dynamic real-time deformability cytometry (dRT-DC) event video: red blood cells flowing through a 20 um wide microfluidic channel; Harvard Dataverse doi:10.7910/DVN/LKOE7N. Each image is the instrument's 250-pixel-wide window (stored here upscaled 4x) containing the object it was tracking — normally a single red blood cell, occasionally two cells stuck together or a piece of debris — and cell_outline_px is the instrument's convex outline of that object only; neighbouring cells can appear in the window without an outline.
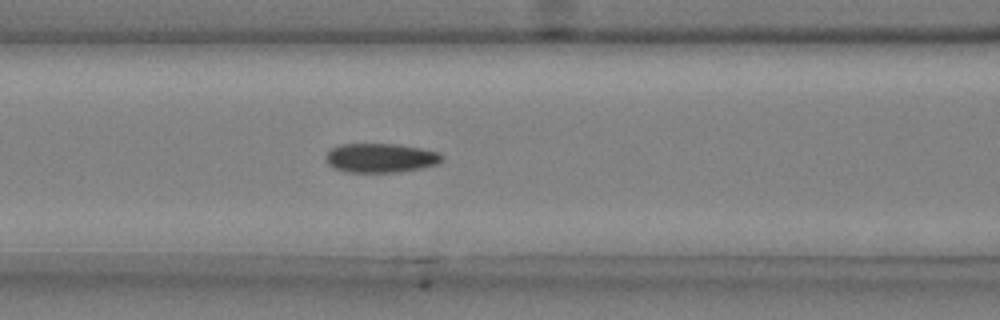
{"species": "common noctule bat (a hibernating species)", "species_latin": "Nyctalus noctula", "temperature_condition": "cold", "stored_images_in_passage": 51, "camera_frame_rate_fps": 3000, "um_per_image_px": 0.085, "animal": {"sex": "male", "body_mass_g": 20.4}, "frame": {"image": 1, "passage_image": 21, "time_ms": 6.667, "image_size_px": [1000, 320], "cell_outline_px": [[444, 156], [436, 164], [420, 168], [400, 172], [344, 172], [332, 168], [324, 160], [324, 156], [332, 148], [340, 144], [396, 144], [420, 148], [436, 152]], "centroid_in_image_um": [32.27, 13.43], "position_along_channel_um": 134.3, "area_um2": 19.77}}
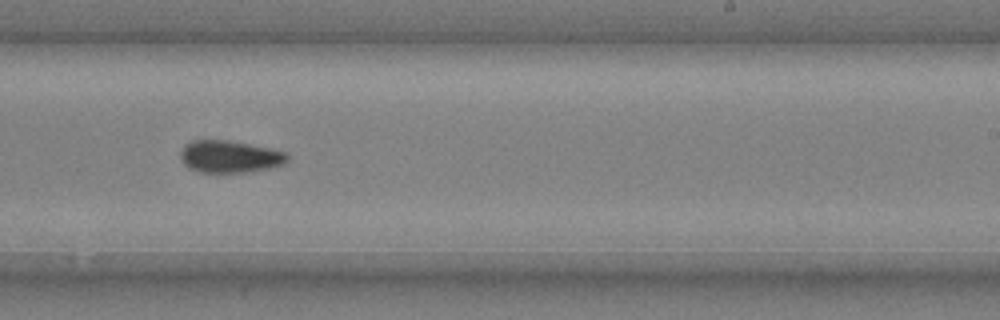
{"frame": {"image": 2, "passage_image": 32, "time_ms": 10.333, "image_size_px": [1000, 320], "cell_outline_px": [[288, 160], [284, 164], [252, 172], [200, 172], [188, 168], [180, 160], [180, 152], [184, 144], [192, 140], [228, 140], [288, 152]], "centroid_in_image_um": [19.5, 13.31], "position_along_channel_um": 269.5, "area_um2": 20.17}}
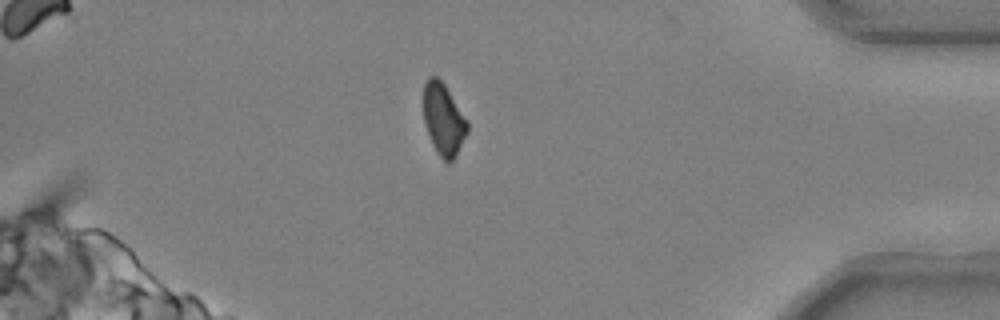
{"frame": {"image": 3, "passage_image": 45, "time_ms": 14.667, "image_size_px": [1000, 320], "cell_outline_px": [[468, 132], [456, 156], [448, 164], [436, 152], [432, 144], [424, 124], [424, 84], [428, 76], [436, 76], [444, 84], [468, 120]], "centroid_in_image_um": [37.7, 10.16], "position_along_channel_um": 397.5, "area_um2": 18.44}}